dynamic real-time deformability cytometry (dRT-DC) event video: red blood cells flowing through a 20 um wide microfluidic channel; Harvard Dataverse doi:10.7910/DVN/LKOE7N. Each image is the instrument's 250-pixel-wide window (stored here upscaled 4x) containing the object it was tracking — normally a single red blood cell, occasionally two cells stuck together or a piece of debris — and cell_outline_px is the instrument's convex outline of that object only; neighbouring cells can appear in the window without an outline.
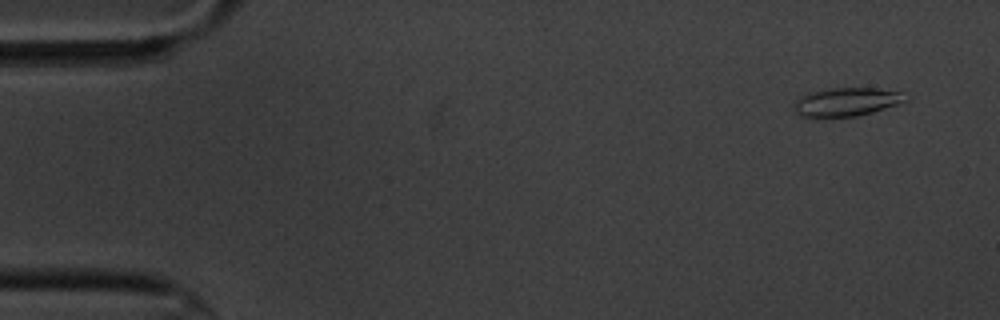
{"species": "common noctule bat (a hibernating species)", "species_latin": "Nyctalus noctula", "temperature_condition": "cold", "stored_images_in_passage": 4, "camera_frame_rate_fps": 3000, "um_per_image_px": 0.085, "animal": {"sex": "male", "body_mass_g": 20.1, "forearm_length_mm": 53.5}, "frame": {"image": 1, "passage_image": 1, "time_ms": 0.0, "image_size_px": [1000, 320], "cell_outline_px": [[904, 100], [896, 104], [872, 112], [856, 116], [800, 116], [792, 108], [796, 100], [800, 96], [808, 92], [832, 88], [876, 88], [900, 92]], "centroid_in_image_um": [71.85, 8.65], "position_along_channel_um": 13.2, "area_um2": 17.98}}
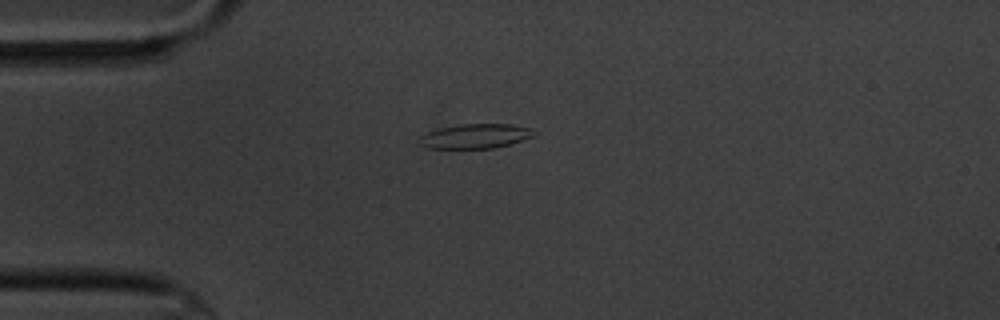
{"frame": {"image": 2, "passage_image": 4, "time_ms": 3.667, "image_size_px": [1000, 320], "cell_outline_px": [[532, 136], [524, 140], [492, 148], [424, 148], [416, 144], [416, 140], [420, 136], [428, 132], [440, 128], [460, 124], [512, 124], [532, 128]], "centroid_in_image_um": [40.31, 11.58], "position_along_channel_um": 44.7, "area_um2": 16.42}}